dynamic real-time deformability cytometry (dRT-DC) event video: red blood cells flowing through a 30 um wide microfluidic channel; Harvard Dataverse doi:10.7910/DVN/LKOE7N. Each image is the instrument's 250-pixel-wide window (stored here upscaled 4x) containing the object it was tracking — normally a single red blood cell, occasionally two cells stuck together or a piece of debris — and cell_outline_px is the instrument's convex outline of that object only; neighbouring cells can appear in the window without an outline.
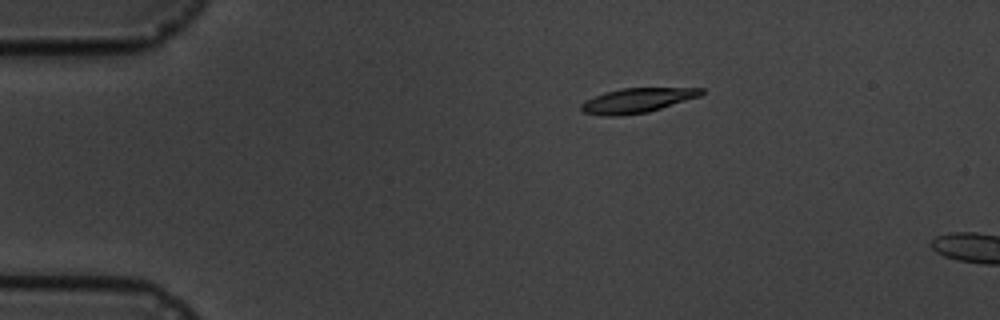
{"species": "common noctule bat (a hibernating species)", "species_latin": "Nyctalus noctula", "temperature_condition": "cold", "stored_images_in_passage": 7, "camera_frame_rate_fps": 3000, "um_per_image_px": 0.085, "animal": {"sex": "male", "body_mass_g": 19.5, "forearm_length_mm": 54.6}, "frame": {"image": 1, "passage_image": 3, "time_ms": 3.0, "image_size_px": [1000, 320], "cell_outline_px": [[704, 92], [700, 96], [648, 112], [620, 116], [600, 116], [584, 112], [580, 108], [580, 104], [584, 100], [604, 92], [624, 88], [704, 88]], "centroid_in_image_um": [54.11, 8.54], "position_along_channel_um": 30.9, "area_um2": 17.28}}
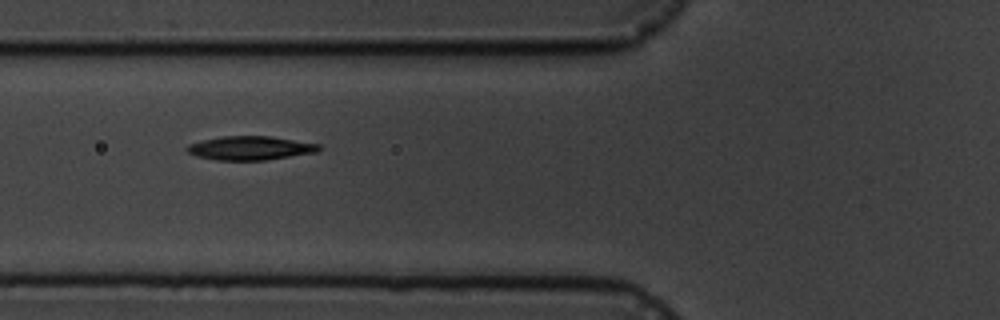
{"frame": {"image": 2, "passage_image": 6, "time_ms": 6.667, "image_size_px": [1000, 320], "cell_outline_px": [[324, 148], [316, 152], [264, 160], [216, 160], [196, 156], [188, 152], [184, 148], [188, 144], [220, 136], [272, 136], [320, 144]], "centroid_in_image_um": [21.28, 12.58], "position_along_channel_um": 104.5, "area_um2": 18.38}}
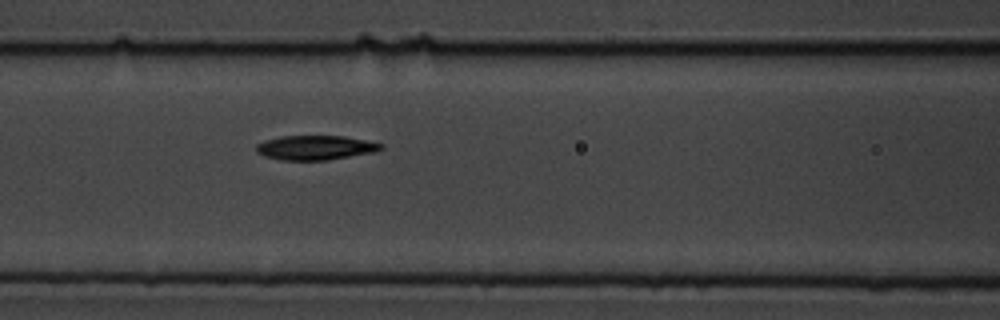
{"frame": {"image": 3, "passage_image": 7, "time_ms": 7.667, "image_size_px": [1000, 320], "cell_outline_px": [[384, 148], [376, 152], [328, 160], [280, 160], [264, 156], [256, 152], [256, 144], [264, 140], [280, 136], [344, 136], [384, 144]], "centroid_in_image_um": [26.8, 12.55], "position_along_channel_um": 139.8, "area_um2": 17.92}}